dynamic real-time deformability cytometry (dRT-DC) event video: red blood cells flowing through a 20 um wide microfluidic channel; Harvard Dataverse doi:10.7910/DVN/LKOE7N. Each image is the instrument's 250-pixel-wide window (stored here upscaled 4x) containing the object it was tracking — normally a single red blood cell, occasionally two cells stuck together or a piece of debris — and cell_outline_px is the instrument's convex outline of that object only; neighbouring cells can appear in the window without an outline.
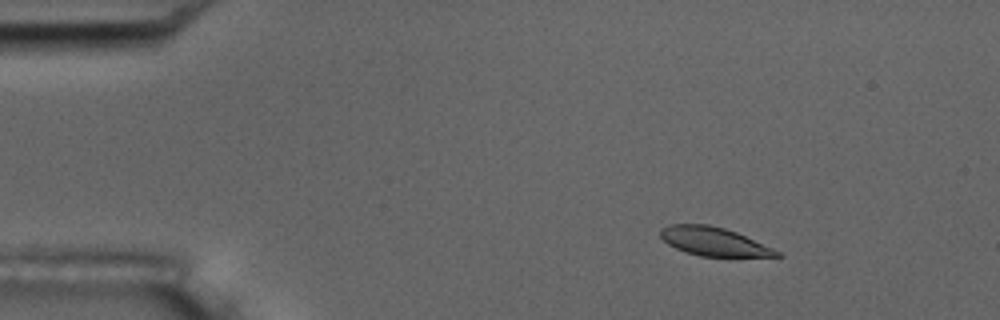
{"species": "common noctule bat (a hibernating species)", "species_latin": "Nyctalus noctula", "temperature_condition": "room temperature", "stored_images_in_passage": 5, "camera_frame_rate_fps": 3000, "um_per_image_px": 0.085, "animal": {"sex": "male", "body_mass_g": 17.5, "forearm_length_mm": 52.3}, "frame": {"image": 1, "passage_image": 3, "time_ms": 2.333, "image_size_px": [1000, 320], "cell_outline_px": [[784, 256], [700, 256], [676, 248], [668, 244], [660, 236], [660, 228], [672, 224], [708, 224], [724, 228], [736, 232], [772, 248], [780, 252]], "centroid_in_image_um": [60.64, 20.51], "position_along_channel_um": 24.4, "area_um2": 19.02}}